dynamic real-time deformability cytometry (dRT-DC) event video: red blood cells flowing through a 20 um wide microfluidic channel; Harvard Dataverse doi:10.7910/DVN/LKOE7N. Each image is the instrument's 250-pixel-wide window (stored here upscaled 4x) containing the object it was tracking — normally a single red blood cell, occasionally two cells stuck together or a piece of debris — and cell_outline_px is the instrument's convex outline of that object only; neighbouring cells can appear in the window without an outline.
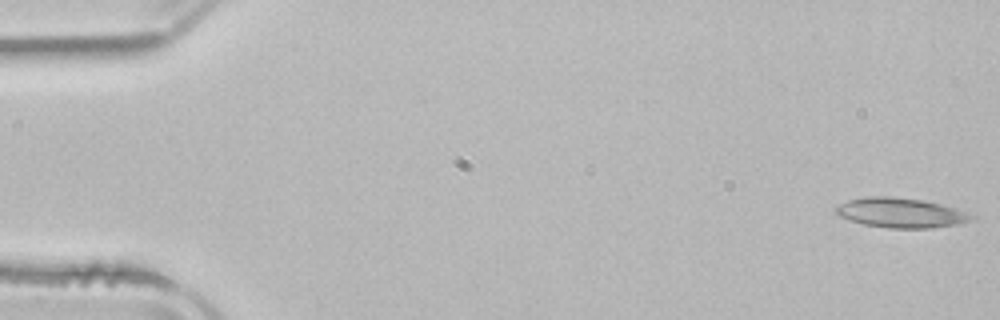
{"species": "common noctule bat (a hibernating species)", "species_latin": "Nyctalus noctula", "temperature_condition": "room temperature", "stored_images_in_passage": 5, "camera_frame_rate_fps": 3000, "um_per_image_px": 0.085, "animal": {"sex": "male", "body_mass_g": 21.5, "forearm_length_mm": 52.0}, "frame": {"image": 1, "passage_image": 1, "time_ms": 0.0, "image_size_px": [1000, 320], "cell_outline_px": [[976, 216], [972, 220], [960, 224], [932, 228], [888, 228], [864, 224], [848, 220], [840, 216], [836, 212], [836, 208], [840, 204], [848, 200], [864, 196], [888, 196], [920, 200], [940, 204], [956, 208]], "centroid_in_image_um": [76.58, 18.09], "position_along_channel_um": 8.4, "area_um2": 23.47}}